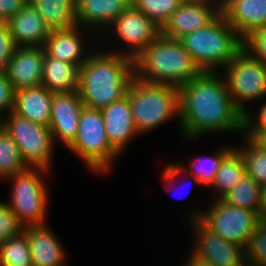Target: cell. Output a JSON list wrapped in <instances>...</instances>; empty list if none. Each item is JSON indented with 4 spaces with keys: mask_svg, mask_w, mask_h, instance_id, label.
<instances>
[{
    "mask_svg": "<svg viewBox=\"0 0 266 266\" xmlns=\"http://www.w3.org/2000/svg\"><path fill=\"white\" fill-rule=\"evenodd\" d=\"M179 108L182 137L194 139L219 131L242 132L243 113L235 106L219 70L202 72L182 85Z\"/></svg>",
    "mask_w": 266,
    "mask_h": 266,
    "instance_id": "cell-1",
    "label": "cell"
},
{
    "mask_svg": "<svg viewBox=\"0 0 266 266\" xmlns=\"http://www.w3.org/2000/svg\"><path fill=\"white\" fill-rule=\"evenodd\" d=\"M134 77V58L92 51L80 67L78 92L85 107L102 110L126 97Z\"/></svg>",
    "mask_w": 266,
    "mask_h": 266,
    "instance_id": "cell-2",
    "label": "cell"
},
{
    "mask_svg": "<svg viewBox=\"0 0 266 266\" xmlns=\"http://www.w3.org/2000/svg\"><path fill=\"white\" fill-rule=\"evenodd\" d=\"M135 77L180 88L202 73L179 39L160 34L134 58Z\"/></svg>",
    "mask_w": 266,
    "mask_h": 266,
    "instance_id": "cell-3",
    "label": "cell"
},
{
    "mask_svg": "<svg viewBox=\"0 0 266 266\" xmlns=\"http://www.w3.org/2000/svg\"><path fill=\"white\" fill-rule=\"evenodd\" d=\"M202 72L224 69L243 49V39L220 13L205 27L179 39Z\"/></svg>",
    "mask_w": 266,
    "mask_h": 266,
    "instance_id": "cell-4",
    "label": "cell"
},
{
    "mask_svg": "<svg viewBox=\"0 0 266 266\" xmlns=\"http://www.w3.org/2000/svg\"><path fill=\"white\" fill-rule=\"evenodd\" d=\"M126 96L139 135L158 128L171 117L177 116L179 121L178 87L149 83L134 77Z\"/></svg>",
    "mask_w": 266,
    "mask_h": 266,
    "instance_id": "cell-5",
    "label": "cell"
},
{
    "mask_svg": "<svg viewBox=\"0 0 266 266\" xmlns=\"http://www.w3.org/2000/svg\"><path fill=\"white\" fill-rule=\"evenodd\" d=\"M67 148L98 174L107 172L120 155L108 140L101 110L85 106L80 113L77 136Z\"/></svg>",
    "mask_w": 266,
    "mask_h": 266,
    "instance_id": "cell-6",
    "label": "cell"
},
{
    "mask_svg": "<svg viewBox=\"0 0 266 266\" xmlns=\"http://www.w3.org/2000/svg\"><path fill=\"white\" fill-rule=\"evenodd\" d=\"M42 173L48 174V170L28 168L6 179L13 182L11 199L6 204L24 227L47 224L49 191Z\"/></svg>",
    "mask_w": 266,
    "mask_h": 266,
    "instance_id": "cell-7",
    "label": "cell"
},
{
    "mask_svg": "<svg viewBox=\"0 0 266 266\" xmlns=\"http://www.w3.org/2000/svg\"><path fill=\"white\" fill-rule=\"evenodd\" d=\"M209 210L191 212L189 220L198 219L211 232L246 249L261 217L258 213L215 199Z\"/></svg>",
    "mask_w": 266,
    "mask_h": 266,
    "instance_id": "cell-8",
    "label": "cell"
},
{
    "mask_svg": "<svg viewBox=\"0 0 266 266\" xmlns=\"http://www.w3.org/2000/svg\"><path fill=\"white\" fill-rule=\"evenodd\" d=\"M3 128L16 142L28 168L51 171L55 141L48 126L34 123L11 111L4 118Z\"/></svg>",
    "mask_w": 266,
    "mask_h": 266,
    "instance_id": "cell-9",
    "label": "cell"
},
{
    "mask_svg": "<svg viewBox=\"0 0 266 266\" xmlns=\"http://www.w3.org/2000/svg\"><path fill=\"white\" fill-rule=\"evenodd\" d=\"M224 68L228 92L243 114L249 110L246 103L266 98V65L260 60L242 49Z\"/></svg>",
    "mask_w": 266,
    "mask_h": 266,
    "instance_id": "cell-10",
    "label": "cell"
},
{
    "mask_svg": "<svg viewBox=\"0 0 266 266\" xmlns=\"http://www.w3.org/2000/svg\"><path fill=\"white\" fill-rule=\"evenodd\" d=\"M117 33L122 45L128 49L121 52L110 51L123 54L132 58L137 57L149 44L159 35L160 27L156 25L147 15L134 6L125 9L110 25ZM128 50V51H127Z\"/></svg>",
    "mask_w": 266,
    "mask_h": 266,
    "instance_id": "cell-11",
    "label": "cell"
},
{
    "mask_svg": "<svg viewBox=\"0 0 266 266\" xmlns=\"http://www.w3.org/2000/svg\"><path fill=\"white\" fill-rule=\"evenodd\" d=\"M194 229L195 247L191 253L197 258L211 262L215 266H245V249L228 242L211 232L198 219L189 221Z\"/></svg>",
    "mask_w": 266,
    "mask_h": 266,
    "instance_id": "cell-12",
    "label": "cell"
},
{
    "mask_svg": "<svg viewBox=\"0 0 266 266\" xmlns=\"http://www.w3.org/2000/svg\"><path fill=\"white\" fill-rule=\"evenodd\" d=\"M84 103L78 91L69 93H53L49 129L54 141L69 146L76 138L80 113Z\"/></svg>",
    "mask_w": 266,
    "mask_h": 266,
    "instance_id": "cell-13",
    "label": "cell"
},
{
    "mask_svg": "<svg viewBox=\"0 0 266 266\" xmlns=\"http://www.w3.org/2000/svg\"><path fill=\"white\" fill-rule=\"evenodd\" d=\"M221 8L222 5L182 2L160 28V34L167 38L180 39L212 22L221 13Z\"/></svg>",
    "mask_w": 266,
    "mask_h": 266,
    "instance_id": "cell-14",
    "label": "cell"
},
{
    "mask_svg": "<svg viewBox=\"0 0 266 266\" xmlns=\"http://www.w3.org/2000/svg\"><path fill=\"white\" fill-rule=\"evenodd\" d=\"M44 57V47H16L5 71L16 91L41 86Z\"/></svg>",
    "mask_w": 266,
    "mask_h": 266,
    "instance_id": "cell-15",
    "label": "cell"
},
{
    "mask_svg": "<svg viewBox=\"0 0 266 266\" xmlns=\"http://www.w3.org/2000/svg\"><path fill=\"white\" fill-rule=\"evenodd\" d=\"M221 13L242 39L266 28V0H222Z\"/></svg>",
    "mask_w": 266,
    "mask_h": 266,
    "instance_id": "cell-16",
    "label": "cell"
},
{
    "mask_svg": "<svg viewBox=\"0 0 266 266\" xmlns=\"http://www.w3.org/2000/svg\"><path fill=\"white\" fill-rule=\"evenodd\" d=\"M23 232L29 243L32 266H67L66 250L49 226H26Z\"/></svg>",
    "mask_w": 266,
    "mask_h": 266,
    "instance_id": "cell-17",
    "label": "cell"
},
{
    "mask_svg": "<svg viewBox=\"0 0 266 266\" xmlns=\"http://www.w3.org/2000/svg\"><path fill=\"white\" fill-rule=\"evenodd\" d=\"M105 131L112 147L119 153L123 151L126 144L132 140L138 131L134 122L132 107L128 97L111 103L101 110Z\"/></svg>",
    "mask_w": 266,
    "mask_h": 266,
    "instance_id": "cell-18",
    "label": "cell"
},
{
    "mask_svg": "<svg viewBox=\"0 0 266 266\" xmlns=\"http://www.w3.org/2000/svg\"><path fill=\"white\" fill-rule=\"evenodd\" d=\"M7 24L17 47H43L51 33L42 15L29 2Z\"/></svg>",
    "mask_w": 266,
    "mask_h": 266,
    "instance_id": "cell-19",
    "label": "cell"
},
{
    "mask_svg": "<svg viewBox=\"0 0 266 266\" xmlns=\"http://www.w3.org/2000/svg\"><path fill=\"white\" fill-rule=\"evenodd\" d=\"M82 29V26L78 25L66 30H52L43 46L45 53L51 58L77 65L80 68L92 54L84 50L86 44Z\"/></svg>",
    "mask_w": 266,
    "mask_h": 266,
    "instance_id": "cell-20",
    "label": "cell"
},
{
    "mask_svg": "<svg viewBox=\"0 0 266 266\" xmlns=\"http://www.w3.org/2000/svg\"><path fill=\"white\" fill-rule=\"evenodd\" d=\"M233 148L234 147L232 146L231 148L222 147V149H218V151L213 156L211 155L207 157L206 155L204 157H197L188 168L179 166V164L176 163H170L169 165H166L165 168H163V175L161 177L162 179H164V181H166L165 183H163V185L165 186L164 188L166 189L167 185L169 187V183H173L174 180L176 181L177 176L183 172H187V174H189L188 176H191L190 178H193L197 184L201 185L200 187H203L205 185L211 187L223 158Z\"/></svg>",
    "mask_w": 266,
    "mask_h": 266,
    "instance_id": "cell-21",
    "label": "cell"
},
{
    "mask_svg": "<svg viewBox=\"0 0 266 266\" xmlns=\"http://www.w3.org/2000/svg\"><path fill=\"white\" fill-rule=\"evenodd\" d=\"M52 99L53 92L42 85L21 89L15 92L13 112L34 123L49 127Z\"/></svg>",
    "mask_w": 266,
    "mask_h": 266,
    "instance_id": "cell-22",
    "label": "cell"
},
{
    "mask_svg": "<svg viewBox=\"0 0 266 266\" xmlns=\"http://www.w3.org/2000/svg\"><path fill=\"white\" fill-rule=\"evenodd\" d=\"M131 5L132 0H76L78 25L90 30L97 26L108 28Z\"/></svg>",
    "mask_w": 266,
    "mask_h": 266,
    "instance_id": "cell-23",
    "label": "cell"
},
{
    "mask_svg": "<svg viewBox=\"0 0 266 266\" xmlns=\"http://www.w3.org/2000/svg\"><path fill=\"white\" fill-rule=\"evenodd\" d=\"M80 68L45 53L41 85L53 93H69L79 89Z\"/></svg>",
    "mask_w": 266,
    "mask_h": 266,
    "instance_id": "cell-24",
    "label": "cell"
},
{
    "mask_svg": "<svg viewBox=\"0 0 266 266\" xmlns=\"http://www.w3.org/2000/svg\"><path fill=\"white\" fill-rule=\"evenodd\" d=\"M42 15L50 30H66L78 26L76 0H29Z\"/></svg>",
    "mask_w": 266,
    "mask_h": 266,
    "instance_id": "cell-25",
    "label": "cell"
},
{
    "mask_svg": "<svg viewBox=\"0 0 266 266\" xmlns=\"http://www.w3.org/2000/svg\"><path fill=\"white\" fill-rule=\"evenodd\" d=\"M245 171V164L241 153L234 147L222 160L215 180L211 187L217 196L214 199H221L231 191L242 179Z\"/></svg>",
    "mask_w": 266,
    "mask_h": 266,
    "instance_id": "cell-26",
    "label": "cell"
},
{
    "mask_svg": "<svg viewBox=\"0 0 266 266\" xmlns=\"http://www.w3.org/2000/svg\"><path fill=\"white\" fill-rule=\"evenodd\" d=\"M261 185L248 174H244L240 182L221 199L243 209L256 212L261 217Z\"/></svg>",
    "mask_w": 266,
    "mask_h": 266,
    "instance_id": "cell-27",
    "label": "cell"
},
{
    "mask_svg": "<svg viewBox=\"0 0 266 266\" xmlns=\"http://www.w3.org/2000/svg\"><path fill=\"white\" fill-rule=\"evenodd\" d=\"M28 169L19 147L5 128L0 129V179H7Z\"/></svg>",
    "mask_w": 266,
    "mask_h": 266,
    "instance_id": "cell-28",
    "label": "cell"
},
{
    "mask_svg": "<svg viewBox=\"0 0 266 266\" xmlns=\"http://www.w3.org/2000/svg\"><path fill=\"white\" fill-rule=\"evenodd\" d=\"M1 266H32L29 243L22 231L0 244Z\"/></svg>",
    "mask_w": 266,
    "mask_h": 266,
    "instance_id": "cell-29",
    "label": "cell"
},
{
    "mask_svg": "<svg viewBox=\"0 0 266 266\" xmlns=\"http://www.w3.org/2000/svg\"><path fill=\"white\" fill-rule=\"evenodd\" d=\"M246 139V146L235 147L242 155L245 171L260 185L266 183V151L256 145L250 138Z\"/></svg>",
    "mask_w": 266,
    "mask_h": 266,
    "instance_id": "cell-30",
    "label": "cell"
},
{
    "mask_svg": "<svg viewBox=\"0 0 266 266\" xmlns=\"http://www.w3.org/2000/svg\"><path fill=\"white\" fill-rule=\"evenodd\" d=\"M181 3V0H132V6L147 15L160 28Z\"/></svg>",
    "mask_w": 266,
    "mask_h": 266,
    "instance_id": "cell-31",
    "label": "cell"
},
{
    "mask_svg": "<svg viewBox=\"0 0 266 266\" xmlns=\"http://www.w3.org/2000/svg\"><path fill=\"white\" fill-rule=\"evenodd\" d=\"M246 265L266 266V219H261L245 249Z\"/></svg>",
    "mask_w": 266,
    "mask_h": 266,
    "instance_id": "cell-32",
    "label": "cell"
},
{
    "mask_svg": "<svg viewBox=\"0 0 266 266\" xmlns=\"http://www.w3.org/2000/svg\"><path fill=\"white\" fill-rule=\"evenodd\" d=\"M23 229L24 226L19 222L12 209L6 202L0 201V244L19 235Z\"/></svg>",
    "mask_w": 266,
    "mask_h": 266,
    "instance_id": "cell-33",
    "label": "cell"
},
{
    "mask_svg": "<svg viewBox=\"0 0 266 266\" xmlns=\"http://www.w3.org/2000/svg\"><path fill=\"white\" fill-rule=\"evenodd\" d=\"M243 49L266 65V28L252 31L243 39Z\"/></svg>",
    "mask_w": 266,
    "mask_h": 266,
    "instance_id": "cell-34",
    "label": "cell"
},
{
    "mask_svg": "<svg viewBox=\"0 0 266 266\" xmlns=\"http://www.w3.org/2000/svg\"><path fill=\"white\" fill-rule=\"evenodd\" d=\"M16 47L7 22L0 21V71H6Z\"/></svg>",
    "mask_w": 266,
    "mask_h": 266,
    "instance_id": "cell-35",
    "label": "cell"
},
{
    "mask_svg": "<svg viewBox=\"0 0 266 266\" xmlns=\"http://www.w3.org/2000/svg\"><path fill=\"white\" fill-rule=\"evenodd\" d=\"M15 88L12 86L4 71H0V112L8 111L9 114L14 109Z\"/></svg>",
    "mask_w": 266,
    "mask_h": 266,
    "instance_id": "cell-36",
    "label": "cell"
},
{
    "mask_svg": "<svg viewBox=\"0 0 266 266\" xmlns=\"http://www.w3.org/2000/svg\"><path fill=\"white\" fill-rule=\"evenodd\" d=\"M260 107L256 117L250 110L243 114L242 132H266V101Z\"/></svg>",
    "mask_w": 266,
    "mask_h": 266,
    "instance_id": "cell-37",
    "label": "cell"
},
{
    "mask_svg": "<svg viewBox=\"0 0 266 266\" xmlns=\"http://www.w3.org/2000/svg\"><path fill=\"white\" fill-rule=\"evenodd\" d=\"M29 0H0V21H8L18 13Z\"/></svg>",
    "mask_w": 266,
    "mask_h": 266,
    "instance_id": "cell-38",
    "label": "cell"
},
{
    "mask_svg": "<svg viewBox=\"0 0 266 266\" xmlns=\"http://www.w3.org/2000/svg\"><path fill=\"white\" fill-rule=\"evenodd\" d=\"M243 135L266 151V132H243Z\"/></svg>",
    "mask_w": 266,
    "mask_h": 266,
    "instance_id": "cell-39",
    "label": "cell"
},
{
    "mask_svg": "<svg viewBox=\"0 0 266 266\" xmlns=\"http://www.w3.org/2000/svg\"><path fill=\"white\" fill-rule=\"evenodd\" d=\"M190 257L189 260H187V263L184 264L183 266H215L209 261H206L204 259L197 258L194 256L192 253L191 255L189 254Z\"/></svg>",
    "mask_w": 266,
    "mask_h": 266,
    "instance_id": "cell-40",
    "label": "cell"
},
{
    "mask_svg": "<svg viewBox=\"0 0 266 266\" xmlns=\"http://www.w3.org/2000/svg\"><path fill=\"white\" fill-rule=\"evenodd\" d=\"M261 219H266V183L261 185Z\"/></svg>",
    "mask_w": 266,
    "mask_h": 266,
    "instance_id": "cell-41",
    "label": "cell"
},
{
    "mask_svg": "<svg viewBox=\"0 0 266 266\" xmlns=\"http://www.w3.org/2000/svg\"><path fill=\"white\" fill-rule=\"evenodd\" d=\"M183 3L222 5V0H181ZM216 1V2H215Z\"/></svg>",
    "mask_w": 266,
    "mask_h": 266,
    "instance_id": "cell-42",
    "label": "cell"
},
{
    "mask_svg": "<svg viewBox=\"0 0 266 266\" xmlns=\"http://www.w3.org/2000/svg\"><path fill=\"white\" fill-rule=\"evenodd\" d=\"M3 115L1 112H0V129L3 128V123H4V118H3Z\"/></svg>",
    "mask_w": 266,
    "mask_h": 266,
    "instance_id": "cell-43",
    "label": "cell"
}]
</instances>
